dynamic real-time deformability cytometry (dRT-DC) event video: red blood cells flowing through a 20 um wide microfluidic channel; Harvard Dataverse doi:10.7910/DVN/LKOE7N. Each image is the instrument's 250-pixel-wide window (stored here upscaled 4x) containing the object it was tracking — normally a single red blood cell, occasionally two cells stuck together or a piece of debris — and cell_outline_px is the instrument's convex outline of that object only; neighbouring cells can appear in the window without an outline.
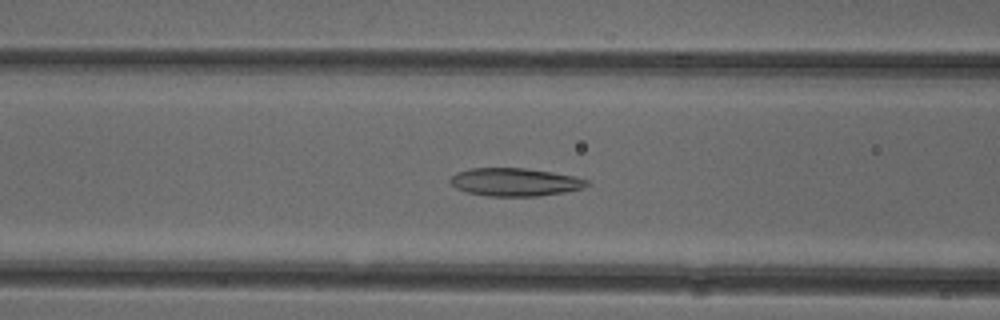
{"species": "common noctule bat (a hibernating species)", "species_latin": "Nyctalus noctula", "temperature_condition": "cold", "stored_images_in_passage": 52, "camera_frame_rate_fps": 3000, "um_per_image_px": 0.085, "animal": {"sex": "female"}, "frame": {"image": 1, "passage_image": 21, "time_ms": 6.667, "image_size_px": [1000, 320], "cell_outline_px": [[588, 184], [584, 188], [564, 192], [540, 196], [488, 196], [468, 192], [456, 188], [448, 180], [456, 172], [472, 168], [524, 168], [552, 172], [572, 176], [588, 180]], "centroid_in_image_um": [43.76, 15.47], "position_along_channel_um": 122.8, "area_um2": 22.2}}
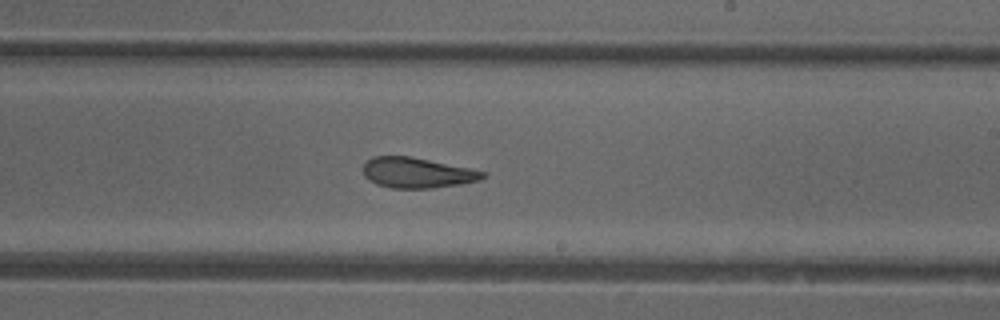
{"frame": {"image": 2, "passage_image": 31, "time_ms": 10.0, "image_size_px": [1000, 320], "cell_outline_px": [[488, 176], [480, 180], [460, 184], [432, 188], [392, 188], [376, 184], [368, 180], [364, 176], [364, 164], [372, 156], [412, 156], [488, 172]], "centroid_in_image_um": [35.48, 14.68], "position_along_channel_um": 253.5, "area_um2": 21.33}}
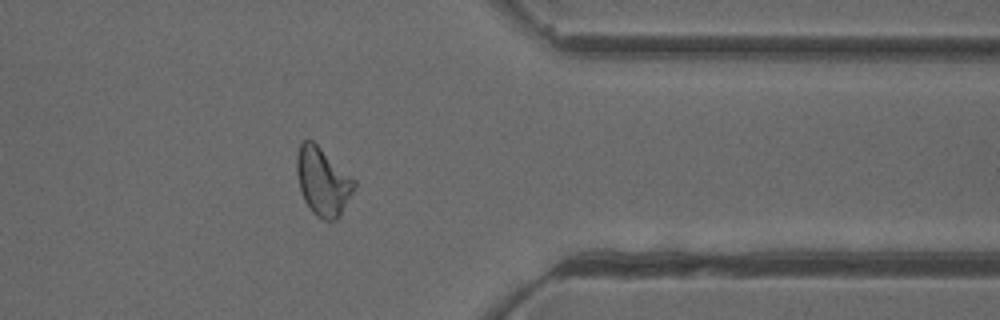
{"frame": {"image": 3, "passage_image": 42, "time_ms": 13.667, "image_size_px": [1000, 320], "cell_outline_px": [[356, 184], [340, 216], [336, 220], [324, 220], [316, 216], [312, 212], [304, 200], [300, 188], [296, 172], [296, 156], [300, 144], [304, 140], [312, 140], [352, 176], [356, 180]], "centroid_in_image_um": [27.43, 15.43], "position_along_channel_um": 384.0, "area_um2": 22.66}, "authors_computed_cell_mechanics": {"area_um2": 23.0044, "velocity_mm_per_s": 3.9262, "shape_relaxation_time_tau1_ms": 6.4893, "shape_relaxation_time_tau2_ms": 2.3159, "deformation_change_tau1": 0.1924, "deformation_change_tau2": 0.1152}}